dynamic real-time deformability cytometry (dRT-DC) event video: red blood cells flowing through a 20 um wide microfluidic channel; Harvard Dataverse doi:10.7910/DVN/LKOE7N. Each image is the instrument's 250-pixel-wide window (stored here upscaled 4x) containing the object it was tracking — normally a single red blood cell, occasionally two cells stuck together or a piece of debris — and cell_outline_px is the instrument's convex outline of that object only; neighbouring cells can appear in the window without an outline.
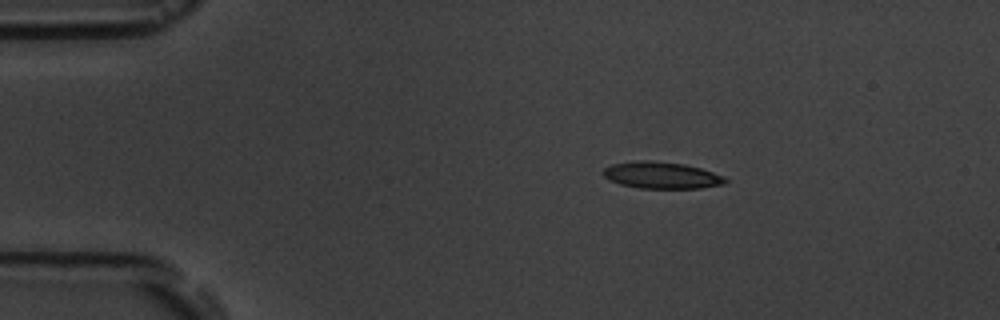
{"species": "common noctule bat (a hibernating species)", "species_latin": "Nyctalus noctula", "temperature_condition": "room temperature", "stored_images_in_passage": 4, "camera_frame_rate_fps": 3000, "um_per_image_px": 0.085, "animal": {"sex": "male", "body_mass_g": 19.5, "forearm_length_mm": 54.6}, "frame": {"image": 1, "passage_image": 2, "time_ms": 1.0, "image_size_px": [1000, 320], "cell_outline_px": [[728, 180], [724, 184], [700, 188], [640, 188], [620, 184], [608, 180], [604, 176], [604, 168], [612, 164], [640, 160], [652, 160], [684, 164], [700, 168], [724, 176]], "centroid_in_image_um": [56.23, 14.89], "position_along_channel_um": 28.8, "area_um2": 18.96}}
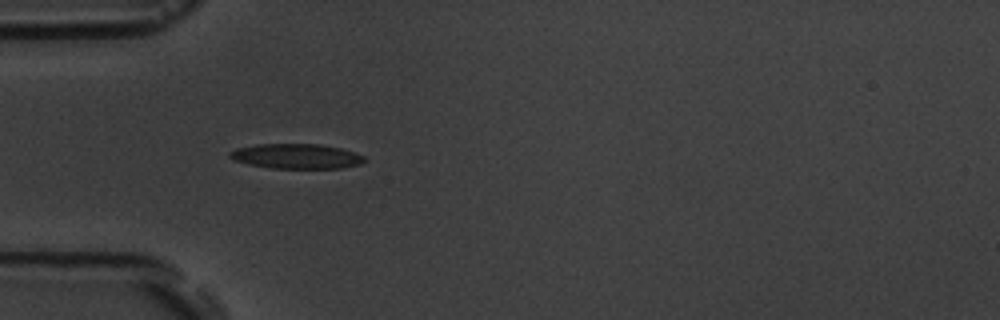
{"frame": {"image": 2, "passage_image": 3, "time_ms": 3.333, "image_size_px": [1000, 320], "cell_outline_px": [[364, 160], [360, 164], [340, 168], [272, 168], [248, 164], [232, 160], [228, 156], [228, 152], [236, 148], [256, 144], [316, 144], [340, 148], [364, 156]], "centroid_in_image_um": [25.11, 13.28], "position_along_channel_um": 59.9, "area_um2": 19.42}}
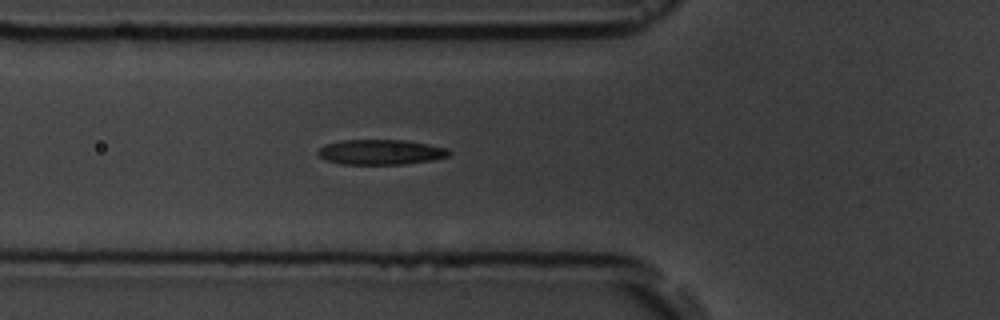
{"frame": {"image": 3, "passage_image": 4, "time_ms": 4.333, "image_size_px": [1000, 320], "cell_outline_px": [[452, 152], [448, 156], [432, 160], [404, 164], [340, 164], [324, 160], [316, 152], [324, 144], [340, 140], [404, 140], [428, 144], [448, 148]], "centroid_in_image_um": [32.34, 12.92], "position_along_channel_um": 93.5, "area_um2": 19.31}}